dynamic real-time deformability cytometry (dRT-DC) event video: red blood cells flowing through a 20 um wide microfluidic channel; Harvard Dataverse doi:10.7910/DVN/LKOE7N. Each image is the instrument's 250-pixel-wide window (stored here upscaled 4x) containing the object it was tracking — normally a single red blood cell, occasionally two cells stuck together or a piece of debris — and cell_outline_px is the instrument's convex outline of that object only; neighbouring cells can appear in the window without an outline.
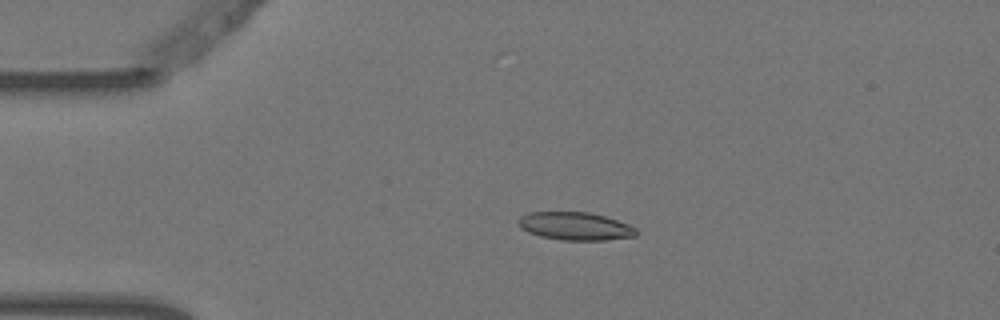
{"species": "Egyptian fruit bat (a non-hibernating species)", "species_latin": "Rousettus aegyptiacus", "temperature_condition": "warm", "stored_images_in_passage": 3, "camera_frame_rate_fps": 3000, "um_per_image_px": 0.085, "animal": {"sex": "female"}, "frame": {"image": 1, "passage_image": 2, "time_ms": 0.333, "image_size_px": [1000, 320], "cell_outline_px": [[636, 236], [604, 240], [560, 240], [540, 236], [528, 232], [520, 228], [516, 224], [516, 220], [520, 216], [528, 212], [588, 212], [604, 216], [628, 224], [636, 228]], "centroid_in_image_um": [48.82, 19.22], "position_along_channel_um": 36.2, "area_um2": 19.31}}